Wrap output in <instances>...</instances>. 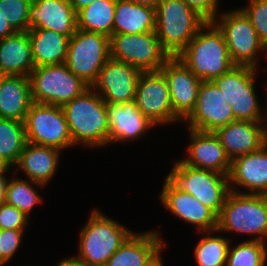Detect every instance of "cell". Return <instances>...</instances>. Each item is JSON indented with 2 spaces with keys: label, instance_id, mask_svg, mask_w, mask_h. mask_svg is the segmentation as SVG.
<instances>
[{
  "label": "cell",
  "instance_id": "3",
  "mask_svg": "<svg viewBox=\"0 0 267 266\" xmlns=\"http://www.w3.org/2000/svg\"><path fill=\"white\" fill-rule=\"evenodd\" d=\"M79 234V250L76 259L86 266H105L109 258L133 233L117 220L102 211L92 210Z\"/></svg>",
  "mask_w": 267,
  "mask_h": 266
},
{
  "label": "cell",
  "instance_id": "9",
  "mask_svg": "<svg viewBox=\"0 0 267 266\" xmlns=\"http://www.w3.org/2000/svg\"><path fill=\"white\" fill-rule=\"evenodd\" d=\"M32 102L62 106L90 86L65 63L35 67L29 75Z\"/></svg>",
  "mask_w": 267,
  "mask_h": 266
},
{
  "label": "cell",
  "instance_id": "14",
  "mask_svg": "<svg viewBox=\"0 0 267 266\" xmlns=\"http://www.w3.org/2000/svg\"><path fill=\"white\" fill-rule=\"evenodd\" d=\"M183 121H187L190 129L214 132L235 121V117L217 85L213 81H202L195 107Z\"/></svg>",
  "mask_w": 267,
  "mask_h": 266
},
{
  "label": "cell",
  "instance_id": "35",
  "mask_svg": "<svg viewBox=\"0 0 267 266\" xmlns=\"http://www.w3.org/2000/svg\"><path fill=\"white\" fill-rule=\"evenodd\" d=\"M247 2L248 4L240 9L249 18L260 41L265 44L267 42V3L251 0Z\"/></svg>",
  "mask_w": 267,
  "mask_h": 266
},
{
  "label": "cell",
  "instance_id": "7",
  "mask_svg": "<svg viewBox=\"0 0 267 266\" xmlns=\"http://www.w3.org/2000/svg\"><path fill=\"white\" fill-rule=\"evenodd\" d=\"M178 188L198 199L220 215L230 193L229 176L212 170L195 168L177 160L166 175Z\"/></svg>",
  "mask_w": 267,
  "mask_h": 266
},
{
  "label": "cell",
  "instance_id": "27",
  "mask_svg": "<svg viewBox=\"0 0 267 266\" xmlns=\"http://www.w3.org/2000/svg\"><path fill=\"white\" fill-rule=\"evenodd\" d=\"M35 67L65 63L70 38L49 29L28 30Z\"/></svg>",
  "mask_w": 267,
  "mask_h": 266
},
{
  "label": "cell",
  "instance_id": "8",
  "mask_svg": "<svg viewBox=\"0 0 267 266\" xmlns=\"http://www.w3.org/2000/svg\"><path fill=\"white\" fill-rule=\"evenodd\" d=\"M212 22L222 32L235 65L260 69L259 57L263 54L264 44L258 38L249 18L239 7L218 14Z\"/></svg>",
  "mask_w": 267,
  "mask_h": 266
},
{
  "label": "cell",
  "instance_id": "39",
  "mask_svg": "<svg viewBox=\"0 0 267 266\" xmlns=\"http://www.w3.org/2000/svg\"><path fill=\"white\" fill-rule=\"evenodd\" d=\"M15 33L16 31L11 27V25L0 12V39L11 36Z\"/></svg>",
  "mask_w": 267,
  "mask_h": 266
},
{
  "label": "cell",
  "instance_id": "24",
  "mask_svg": "<svg viewBox=\"0 0 267 266\" xmlns=\"http://www.w3.org/2000/svg\"><path fill=\"white\" fill-rule=\"evenodd\" d=\"M61 152L54 147L27 142L13 167L17 168L15 172H23L29 180L46 186L58 170Z\"/></svg>",
  "mask_w": 267,
  "mask_h": 266
},
{
  "label": "cell",
  "instance_id": "16",
  "mask_svg": "<svg viewBox=\"0 0 267 266\" xmlns=\"http://www.w3.org/2000/svg\"><path fill=\"white\" fill-rule=\"evenodd\" d=\"M142 71L128 63L109 59L91 86L106 103H126L135 100L138 79Z\"/></svg>",
  "mask_w": 267,
  "mask_h": 266
},
{
  "label": "cell",
  "instance_id": "4",
  "mask_svg": "<svg viewBox=\"0 0 267 266\" xmlns=\"http://www.w3.org/2000/svg\"><path fill=\"white\" fill-rule=\"evenodd\" d=\"M217 230L251 237L267 243V195L230 191L218 216Z\"/></svg>",
  "mask_w": 267,
  "mask_h": 266
},
{
  "label": "cell",
  "instance_id": "18",
  "mask_svg": "<svg viewBox=\"0 0 267 266\" xmlns=\"http://www.w3.org/2000/svg\"><path fill=\"white\" fill-rule=\"evenodd\" d=\"M188 129L190 145L186 149L187 156L180 161L195 168L212 170L229 176L231 160L215 132Z\"/></svg>",
  "mask_w": 267,
  "mask_h": 266
},
{
  "label": "cell",
  "instance_id": "13",
  "mask_svg": "<svg viewBox=\"0 0 267 266\" xmlns=\"http://www.w3.org/2000/svg\"><path fill=\"white\" fill-rule=\"evenodd\" d=\"M135 102L138 109L157 126L181 121L173 111L168 83L161 71L141 73Z\"/></svg>",
  "mask_w": 267,
  "mask_h": 266
},
{
  "label": "cell",
  "instance_id": "12",
  "mask_svg": "<svg viewBox=\"0 0 267 266\" xmlns=\"http://www.w3.org/2000/svg\"><path fill=\"white\" fill-rule=\"evenodd\" d=\"M26 141L59 150L73 147L64 111L59 105L32 102L24 119Z\"/></svg>",
  "mask_w": 267,
  "mask_h": 266
},
{
  "label": "cell",
  "instance_id": "15",
  "mask_svg": "<svg viewBox=\"0 0 267 266\" xmlns=\"http://www.w3.org/2000/svg\"><path fill=\"white\" fill-rule=\"evenodd\" d=\"M158 200L181 221L195 225L198 233L217 229L218 216L198 199L178 188L167 176Z\"/></svg>",
  "mask_w": 267,
  "mask_h": 266
},
{
  "label": "cell",
  "instance_id": "21",
  "mask_svg": "<svg viewBox=\"0 0 267 266\" xmlns=\"http://www.w3.org/2000/svg\"><path fill=\"white\" fill-rule=\"evenodd\" d=\"M109 124V146L133 142L157 127L137 107L135 100L126 103H106ZM153 127V128H152Z\"/></svg>",
  "mask_w": 267,
  "mask_h": 266
},
{
  "label": "cell",
  "instance_id": "42",
  "mask_svg": "<svg viewBox=\"0 0 267 266\" xmlns=\"http://www.w3.org/2000/svg\"><path fill=\"white\" fill-rule=\"evenodd\" d=\"M69 1L73 9L76 11V13H78L80 10L87 7L95 0H69Z\"/></svg>",
  "mask_w": 267,
  "mask_h": 266
},
{
  "label": "cell",
  "instance_id": "38",
  "mask_svg": "<svg viewBox=\"0 0 267 266\" xmlns=\"http://www.w3.org/2000/svg\"><path fill=\"white\" fill-rule=\"evenodd\" d=\"M206 21H213L218 15L219 0H182Z\"/></svg>",
  "mask_w": 267,
  "mask_h": 266
},
{
  "label": "cell",
  "instance_id": "40",
  "mask_svg": "<svg viewBox=\"0 0 267 266\" xmlns=\"http://www.w3.org/2000/svg\"><path fill=\"white\" fill-rule=\"evenodd\" d=\"M61 261L57 263L56 266H86L82 261L73 257H66L65 259H60Z\"/></svg>",
  "mask_w": 267,
  "mask_h": 266
},
{
  "label": "cell",
  "instance_id": "20",
  "mask_svg": "<svg viewBox=\"0 0 267 266\" xmlns=\"http://www.w3.org/2000/svg\"><path fill=\"white\" fill-rule=\"evenodd\" d=\"M214 132L231 162L267 143V122L235 120Z\"/></svg>",
  "mask_w": 267,
  "mask_h": 266
},
{
  "label": "cell",
  "instance_id": "22",
  "mask_svg": "<svg viewBox=\"0 0 267 266\" xmlns=\"http://www.w3.org/2000/svg\"><path fill=\"white\" fill-rule=\"evenodd\" d=\"M28 21L29 29H49L69 38L77 30V13L69 0H33Z\"/></svg>",
  "mask_w": 267,
  "mask_h": 266
},
{
  "label": "cell",
  "instance_id": "34",
  "mask_svg": "<svg viewBox=\"0 0 267 266\" xmlns=\"http://www.w3.org/2000/svg\"><path fill=\"white\" fill-rule=\"evenodd\" d=\"M33 0H0V12L16 32L29 30V7Z\"/></svg>",
  "mask_w": 267,
  "mask_h": 266
},
{
  "label": "cell",
  "instance_id": "37",
  "mask_svg": "<svg viewBox=\"0 0 267 266\" xmlns=\"http://www.w3.org/2000/svg\"><path fill=\"white\" fill-rule=\"evenodd\" d=\"M30 218L18 208L3 202L0 204V229L26 230Z\"/></svg>",
  "mask_w": 267,
  "mask_h": 266
},
{
  "label": "cell",
  "instance_id": "10",
  "mask_svg": "<svg viewBox=\"0 0 267 266\" xmlns=\"http://www.w3.org/2000/svg\"><path fill=\"white\" fill-rule=\"evenodd\" d=\"M110 58L128 63L142 72L160 71L171 58L155 31L139 34H112Z\"/></svg>",
  "mask_w": 267,
  "mask_h": 266
},
{
  "label": "cell",
  "instance_id": "45",
  "mask_svg": "<svg viewBox=\"0 0 267 266\" xmlns=\"http://www.w3.org/2000/svg\"><path fill=\"white\" fill-rule=\"evenodd\" d=\"M7 169L8 167L6 166V164L0 159V174L4 173Z\"/></svg>",
  "mask_w": 267,
  "mask_h": 266
},
{
  "label": "cell",
  "instance_id": "25",
  "mask_svg": "<svg viewBox=\"0 0 267 266\" xmlns=\"http://www.w3.org/2000/svg\"><path fill=\"white\" fill-rule=\"evenodd\" d=\"M34 68L28 31L0 39V70L4 75L29 77Z\"/></svg>",
  "mask_w": 267,
  "mask_h": 266
},
{
  "label": "cell",
  "instance_id": "19",
  "mask_svg": "<svg viewBox=\"0 0 267 266\" xmlns=\"http://www.w3.org/2000/svg\"><path fill=\"white\" fill-rule=\"evenodd\" d=\"M229 184L234 192L267 195V143L231 162Z\"/></svg>",
  "mask_w": 267,
  "mask_h": 266
},
{
  "label": "cell",
  "instance_id": "47",
  "mask_svg": "<svg viewBox=\"0 0 267 266\" xmlns=\"http://www.w3.org/2000/svg\"><path fill=\"white\" fill-rule=\"evenodd\" d=\"M5 77V75L1 72V70H0V82H1V80L3 79Z\"/></svg>",
  "mask_w": 267,
  "mask_h": 266
},
{
  "label": "cell",
  "instance_id": "43",
  "mask_svg": "<svg viewBox=\"0 0 267 266\" xmlns=\"http://www.w3.org/2000/svg\"><path fill=\"white\" fill-rule=\"evenodd\" d=\"M162 250L151 260L149 261L145 266H164L163 260L161 259V253Z\"/></svg>",
  "mask_w": 267,
  "mask_h": 266
},
{
  "label": "cell",
  "instance_id": "44",
  "mask_svg": "<svg viewBox=\"0 0 267 266\" xmlns=\"http://www.w3.org/2000/svg\"><path fill=\"white\" fill-rule=\"evenodd\" d=\"M132 1L136 4H140V5H147L153 8H156L159 0H129Z\"/></svg>",
  "mask_w": 267,
  "mask_h": 266
},
{
  "label": "cell",
  "instance_id": "23",
  "mask_svg": "<svg viewBox=\"0 0 267 266\" xmlns=\"http://www.w3.org/2000/svg\"><path fill=\"white\" fill-rule=\"evenodd\" d=\"M160 234L157 230L133 232L105 266H145L166 246Z\"/></svg>",
  "mask_w": 267,
  "mask_h": 266
},
{
  "label": "cell",
  "instance_id": "46",
  "mask_svg": "<svg viewBox=\"0 0 267 266\" xmlns=\"http://www.w3.org/2000/svg\"><path fill=\"white\" fill-rule=\"evenodd\" d=\"M263 53L265 54L264 56L267 58V42L264 44Z\"/></svg>",
  "mask_w": 267,
  "mask_h": 266
},
{
  "label": "cell",
  "instance_id": "11",
  "mask_svg": "<svg viewBox=\"0 0 267 266\" xmlns=\"http://www.w3.org/2000/svg\"><path fill=\"white\" fill-rule=\"evenodd\" d=\"M110 59L109 37L81 29L69 40L65 64L68 69L90 87Z\"/></svg>",
  "mask_w": 267,
  "mask_h": 266
},
{
  "label": "cell",
  "instance_id": "5",
  "mask_svg": "<svg viewBox=\"0 0 267 266\" xmlns=\"http://www.w3.org/2000/svg\"><path fill=\"white\" fill-rule=\"evenodd\" d=\"M207 21L182 0H159L155 32L170 57H177Z\"/></svg>",
  "mask_w": 267,
  "mask_h": 266
},
{
  "label": "cell",
  "instance_id": "26",
  "mask_svg": "<svg viewBox=\"0 0 267 266\" xmlns=\"http://www.w3.org/2000/svg\"><path fill=\"white\" fill-rule=\"evenodd\" d=\"M31 104L29 77L5 75L0 82V118L24 122Z\"/></svg>",
  "mask_w": 267,
  "mask_h": 266
},
{
  "label": "cell",
  "instance_id": "2",
  "mask_svg": "<svg viewBox=\"0 0 267 266\" xmlns=\"http://www.w3.org/2000/svg\"><path fill=\"white\" fill-rule=\"evenodd\" d=\"M202 81H213L236 66L219 28L207 21L177 56Z\"/></svg>",
  "mask_w": 267,
  "mask_h": 266
},
{
  "label": "cell",
  "instance_id": "30",
  "mask_svg": "<svg viewBox=\"0 0 267 266\" xmlns=\"http://www.w3.org/2000/svg\"><path fill=\"white\" fill-rule=\"evenodd\" d=\"M26 143L24 122L0 118V159L11 170L18 162Z\"/></svg>",
  "mask_w": 267,
  "mask_h": 266
},
{
  "label": "cell",
  "instance_id": "29",
  "mask_svg": "<svg viewBox=\"0 0 267 266\" xmlns=\"http://www.w3.org/2000/svg\"><path fill=\"white\" fill-rule=\"evenodd\" d=\"M115 6L116 0H95L77 13V28L110 37Z\"/></svg>",
  "mask_w": 267,
  "mask_h": 266
},
{
  "label": "cell",
  "instance_id": "6",
  "mask_svg": "<svg viewBox=\"0 0 267 266\" xmlns=\"http://www.w3.org/2000/svg\"><path fill=\"white\" fill-rule=\"evenodd\" d=\"M258 71L254 67L236 65L213 80L232 108L235 120L267 122V107L260 105L255 91Z\"/></svg>",
  "mask_w": 267,
  "mask_h": 266
},
{
  "label": "cell",
  "instance_id": "28",
  "mask_svg": "<svg viewBox=\"0 0 267 266\" xmlns=\"http://www.w3.org/2000/svg\"><path fill=\"white\" fill-rule=\"evenodd\" d=\"M156 8L129 0H116L113 34H139L155 31Z\"/></svg>",
  "mask_w": 267,
  "mask_h": 266
},
{
  "label": "cell",
  "instance_id": "17",
  "mask_svg": "<svg viewBox=\"0 0 267 266\" xmlns=\"http://www.w3.org/2000/svg\"><path fill=\"white\" fill-rule=\"evenodd\" d=\"M160 71L168 83L173 111L183 122L195 107L202 80L177 57H171Z\"/></svg>",
  "mask_w": 267,
  "mask_h": 266
},
{
  "label": "cell",
  "instance_id": "48",
  "mask_svg": "<svg viewBox=\"0 0 267 266\" xmlns=\"http://www.w3.org/2000/svg\"><path fill=\"white\" fill-rule=\"evenodd\" d=\"M251 1H258V2H265V3H267V0H251Z\"/></svg>",
  "mask_w": 267,
  "mask_h": 266
},
{
  "label": "cell",
  "instance_id": "32",
  "mask_svg": "<svg viewBox=\"0 0 267 266\" xmlns=\"http://www.w3.org/2000/svg\"><path fill=\"white\" fill-rule=\"evenodd\" d=\"M202 237L194 248V257L198 266H226L227 253L231 240L219 236L217 229L214 231L199 232ZM210 233V234H209ZM216 236H213V234ZM207 234V235H206ZM212 235V236H211Z\"/></svg>",
  "mask_w": 267,
  "mask_h": 266
},
{
  "label": "cell",
  "instance_id": "36",
  "mask_svg": "<svg viewBox=\"0 0 267 266\" xmlns=\"http://www.w3.org/2000/svg\"><path fill=\"white\" fill-rule=\"evenodd\" d=\"M25 230L0 229V266L10 262L20 248Z\"/></svg>",
  "mask_w": 267,
  "mask_h": 266
},
{
  "label": "cell",
  "instance_id": "33",
  "mask_svg": "<svg viewBox=\"0 0 267 266\" xmlns=\"http://www.w3.org/2000/svg\"><path fill=\"white\" fill-rule=\"evenodd\" d=\"M266 245V242L246 239L234 247L230 243L226 266H267Z\"/></svg>",
  "mask_w": 267,
  "mask_h": 266
},
{
  "label": "cell",
  "instance_id": "41",
  "mask_svg": "<svg viewBox=\"0 0 267 266\" xmlns=\"http://www.w3.org/2000/svg\"><path fill=\"white\" fill-rule=\"evenodd\" d=\"M11 168H8L4 173L0 174V204L4 202L5 198V189H6V183L8 178L5 176L8 172H10Z\"/></svg>",
  "mask_w": 267,
  "mask_h": 266
},
{
  "label": "cell",
  "instance_id": "1",
  "mask_svg": "<svg viewBox=\"0 0 267 266\" xmlns=\"http://www.w3.org/2000/svg\"><path fill=\"white\" fill-rule=\"evenodd\" d=\"M61 107L74 146L78 144L92 149L109 145L106 102L92 87Z\"/></svg>",
  "mask_w": 267,
  "mask_h": 266
},
{
  "label": "cell",
  "instance_id": "31",
  "mask_svg": "<svg viewBox=\"0 0 267 266\" xmlns=\"http://www.w3.org/2000/svg\"><path fill=\"white\" fill-rule=\"evenodd\" d=\"M36 186L44 188V185L29 179L22 180V178H15V176L14 178H8L4 202L18 208L30 218L33 207L43 201V197L39 195Z\"/></svg>",
  "mask_w": 267,
  "mask_h": 266
}]
</instances>
